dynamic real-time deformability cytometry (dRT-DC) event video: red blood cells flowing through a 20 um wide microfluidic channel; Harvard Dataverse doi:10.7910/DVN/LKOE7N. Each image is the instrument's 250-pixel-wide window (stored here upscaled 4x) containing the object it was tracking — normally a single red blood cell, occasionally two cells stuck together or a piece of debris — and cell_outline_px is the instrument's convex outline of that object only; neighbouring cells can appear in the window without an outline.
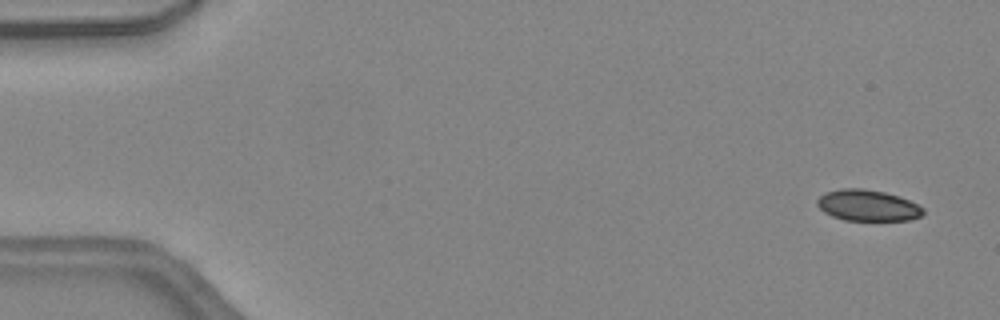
{"species": "common noctule bat (a hibernating species)", "species_latin": "Nyctalus noctula", "temperature_condition": "warm", "stored_images_in_passage": 46, "camera_frame_rate_fps": 3000, "um_per_image_px": 0.085, "animal": {"sex": "female", "body_mass_g": 24.6, "forearm_length_mm": 56.2}, "frame": {"image": 1, "passage_image": 3, "time_ms": 0.667, "image_size_px": [1000, 320], "cell_outline_px": [[924, 212], [920, 216], [908, 220], [844, 220], [832, 216], [824, 212], [816, 204], [816, 200], [824, 192], [840, 188], [864, 188], [884, 192], [900, 196], [924, 208]], "centroid_in_image_um": [73.72, 17.45], "position_along_channel_um": 11.3, "area_um2": 19.31}}
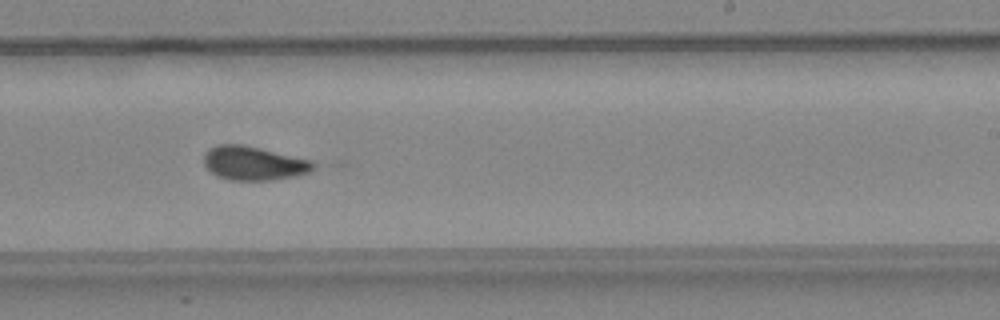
{"frame": {"image": 2, "passage_image": 29, "time_ms": 9.333, "image_size_px": [1000, 320], "cell_outline_px": [[316, 168], [308, 172], [296, 176], [272, 180], [228, 180], [216, 176], [204, 164], [204, 156], [208, 148], [216, 144], [240, 144], [260, 148], [312, 160], [316, 164]], "centroid_in_image_um": [21.57, 13.87], "position_along_channel_um": 267.4, "area_um2": 21.73}}
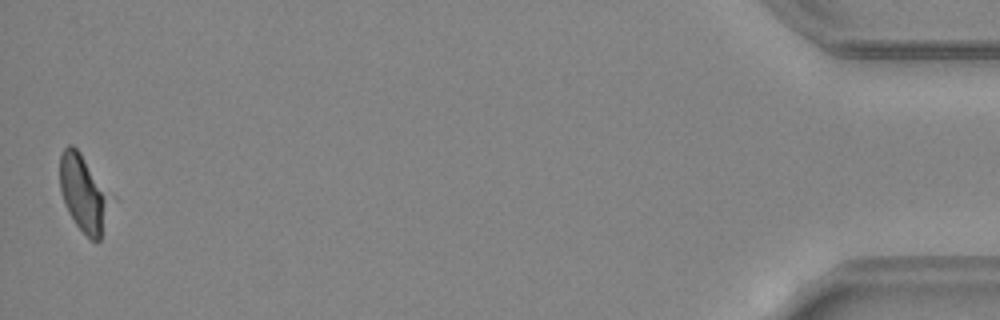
{"frame": {"image": 3, "passage_image": 46, "time_ms": 15.0, "image_size_px": [1000, 320], "cell_outline_px": [[108, 200], [100, 240], [92, 240], [76, 224], [68, 212], [64, 204], [60, 188], [60, 156], [64, 148], [68, 144], [72, 144], [80, 152], [108, 196]], "centroid_in_image_um": [7.0, 16.4], "position_along_channel_um": 428.2, "area_um2": 21.15}}